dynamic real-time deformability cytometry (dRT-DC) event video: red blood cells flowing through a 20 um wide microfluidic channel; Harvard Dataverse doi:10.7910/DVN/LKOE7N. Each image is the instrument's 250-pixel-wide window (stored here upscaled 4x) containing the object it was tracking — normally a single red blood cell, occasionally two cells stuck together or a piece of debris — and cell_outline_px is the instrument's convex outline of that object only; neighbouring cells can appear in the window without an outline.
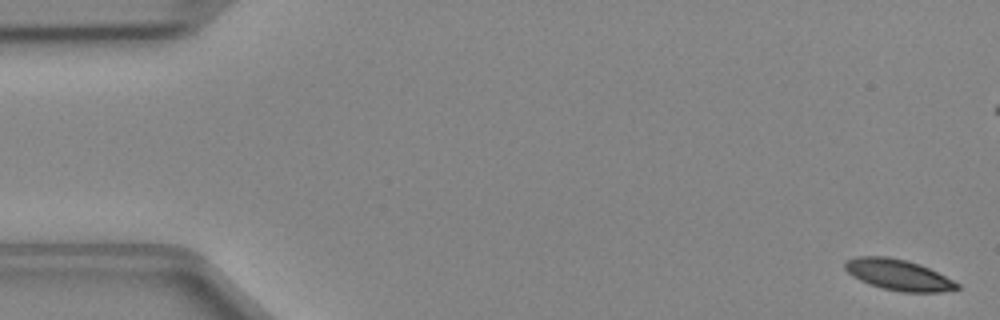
{"species": "Egyptian fruit bat (a non-hibernating species)", "species_latin": "Rousettus aegyptiacus", "temperature_condition": "cold", "stored_images_in_passage": 49, "camera_frame_rate_fps": 3000, "um_per_image_px": 0.085, "animal": {"sex": "female"}, "frame": {"image": 1, "passage_image": 1, "time_ms": 0.0, "image_size_px": [1000, 320], "cell_outline_px": [[960, 288], [940, 292], [900, 292], [868, 284], [852, 276], [844, 268], [844, 260], [856, 256], [888, 256], [920, 264], [960, 284]], "centroid_in_image_um": [76.31, 23.35], "position_along_channel_um": 8.7, "area_um2": 20.11}}
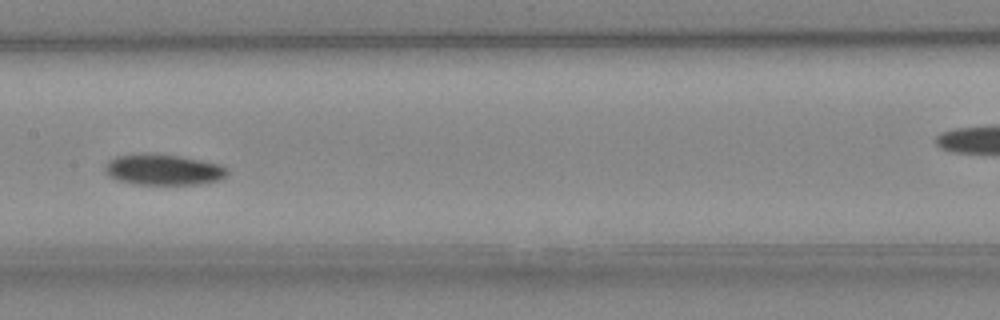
{"frame": {"image": 2, "passage_image": 24, "time_ms": 7.667, "image_size_px": [1000, 320], "cell_outline_px": [[228, 176], [220, 180], [204, 184], [136, 184], [116, 180], [108, 176], [104, 172], [104, 164], [108, 160], [116, 156], [144, 152], [180, 156], [220, 164], [228, 168]], "centroid_in_image_um": [13.87, 14.41], "position_along_channel_um": 193.5, "area_um2": 22.48}}
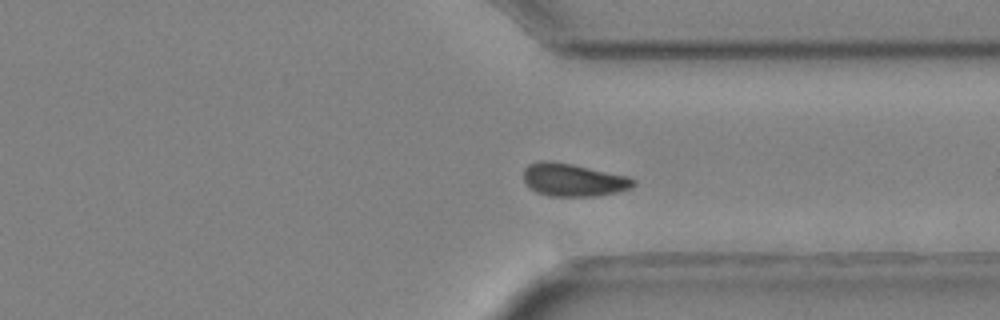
{"frame": {"image": 3, "passage_image": 36, "time_ms": 11.667, "image_size_px": [1000, 320], "cell_outline_px": [[636, 184], [632, 188], [616, 192], [596, 196], [548, 196], [536, 192], [524, 180], [524, 168], [528, 164], [540, 160], [552, 160], [572, 164], [628, 176], [636, 180]], "centroid_in_image_um": [48.74, 15.28], "position_along_channel_um": 362.7, "area_um2": 21.1}}